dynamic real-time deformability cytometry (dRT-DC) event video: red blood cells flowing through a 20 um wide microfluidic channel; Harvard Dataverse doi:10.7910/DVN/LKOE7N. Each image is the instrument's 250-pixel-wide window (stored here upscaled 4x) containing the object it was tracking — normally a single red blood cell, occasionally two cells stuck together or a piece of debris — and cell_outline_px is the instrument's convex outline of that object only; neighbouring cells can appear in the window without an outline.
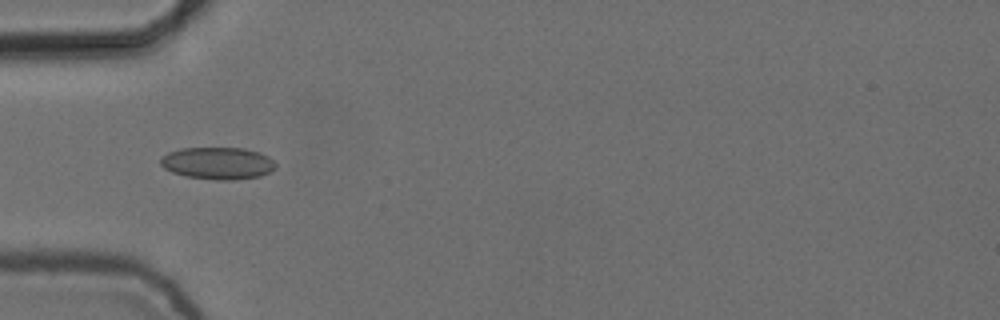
{"species": "common noctule bat (a hibernating species)", "species_latin": "Nyctalus noctula", "temperature_condition": "cold", "stored_images_in_passage": 9, "camera_frame_rate_fps": 3000, "um_per_image_px": 0.085, "animal": {"sex": "female", "body_mass_g": 24.6, "forearm_length_mm": 56.2}, "frame": {"image": 1, "passage_image": 4, "time_ms": 1.0, "image_size_px": [1000, 320], "cell_outline_px": [[276, 168], [260, 176], [236, 180], [220, 180], [184, 176], [172, 172], [164, 168], [160, 164], [160, 156], [168, 152], [180, 148], [244, 148], [260, 152], [268, 156], [276, 164]], "centroid_in_image_um": [18.49, 13.87], "position_along_channel_um": 66.5, "area_um2": 21.73}}
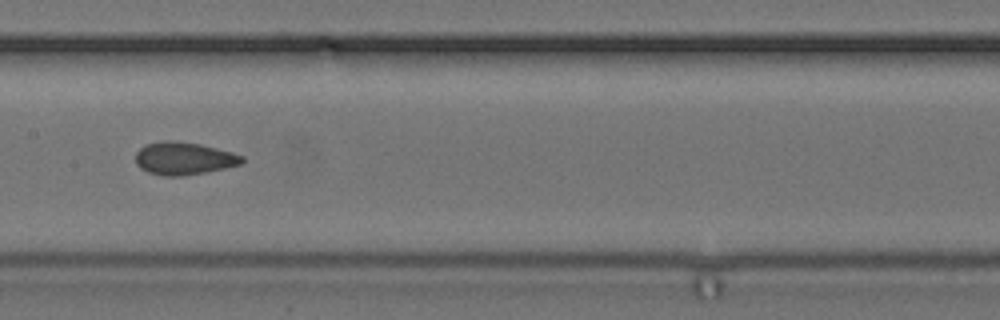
{"frame": {"image": 2, "passage_image": 7, "time_ms": 2.0, "image_size_px": [1000, 320], "cell_outline_px": [[244, 160], [240, 164], [224, 168], [204, 172], [180, 176], [164, 176], [148, 172], [140, 168], [136, 164], [136, 152], [144, 144], [164, 140], [176, 140], [200, 144], [232, 152], [244, 156]], "centroid_in_image_um": [15.6, 13.45], "position_along_channel_um": 191.8, "area_um2": 20.29}}
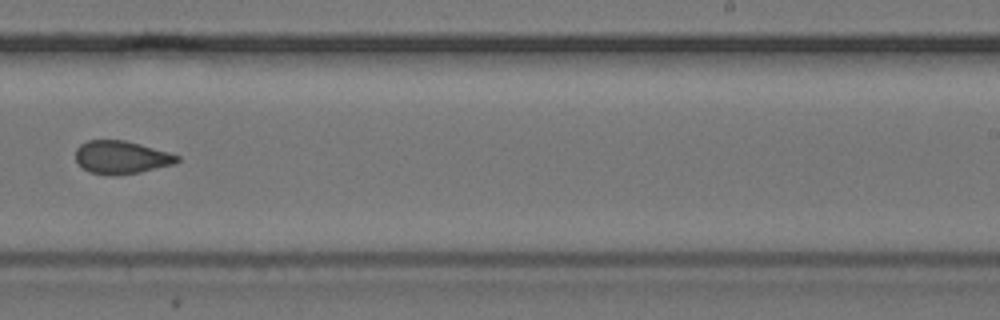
{"frame": {"image": 3, "passage_image": 9, "time_ms": 2.667, "image_size_px": [1000, 320], "cell_outline_px": [[180, 160], [176, 164], [140, 172], [116, 176], [112, 176], [88, 172], [76, 160], [76, 148], [80, 144], [88, 140], [124, 140], [140, 144], [168, 152], [180, 156]], "centroid_in_image_um": [10.33, 13.38], "position_along_channel_um": 278.7, "area_um2": 19.65}}